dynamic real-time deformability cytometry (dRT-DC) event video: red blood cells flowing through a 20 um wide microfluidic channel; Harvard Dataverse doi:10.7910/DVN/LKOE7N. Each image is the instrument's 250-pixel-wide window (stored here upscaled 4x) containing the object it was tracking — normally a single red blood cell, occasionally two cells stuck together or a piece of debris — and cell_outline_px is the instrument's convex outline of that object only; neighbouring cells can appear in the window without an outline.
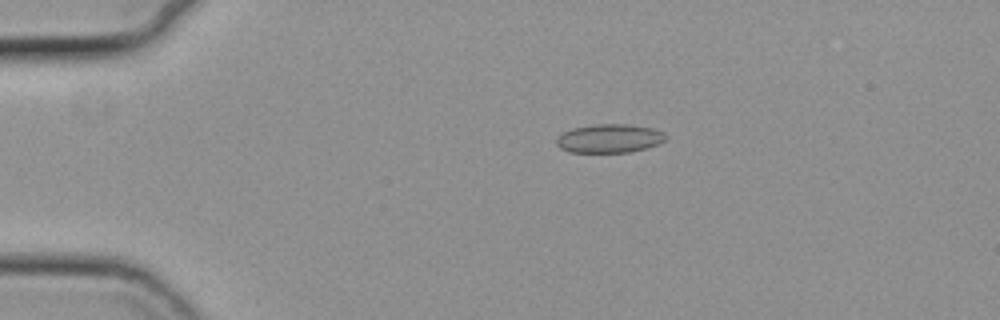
{"species": "common noctule bat (a hibernating species)", "species_latin": "Nyctalus noctula", "temperature_condition": "cold", "stored_images_in_passage": 7, "camera_frame_rate_fps": 3000, "um_per_image_px": 0.085, "animal": {"sex": "female", "body_mass_g": 19.3, "forearm_length_mm": 54.1}, "frame": {"image": 1, "passage_image": 1, "time_ms": 0.0, "image_size_px": [1000, 320], "cell_outline_px": [[664, 140], [656, 144], [644, 148], [628, 152], [572, 152], [560, 148], [556, 144], [556, 136], [572, 128], [596, 124], [624, 124], [652, 128], [664, 132]], "centroid_in_image_um": [51.74, 11.76], "position_along_channel_um": 33.3, "area_um2": 17.98}}